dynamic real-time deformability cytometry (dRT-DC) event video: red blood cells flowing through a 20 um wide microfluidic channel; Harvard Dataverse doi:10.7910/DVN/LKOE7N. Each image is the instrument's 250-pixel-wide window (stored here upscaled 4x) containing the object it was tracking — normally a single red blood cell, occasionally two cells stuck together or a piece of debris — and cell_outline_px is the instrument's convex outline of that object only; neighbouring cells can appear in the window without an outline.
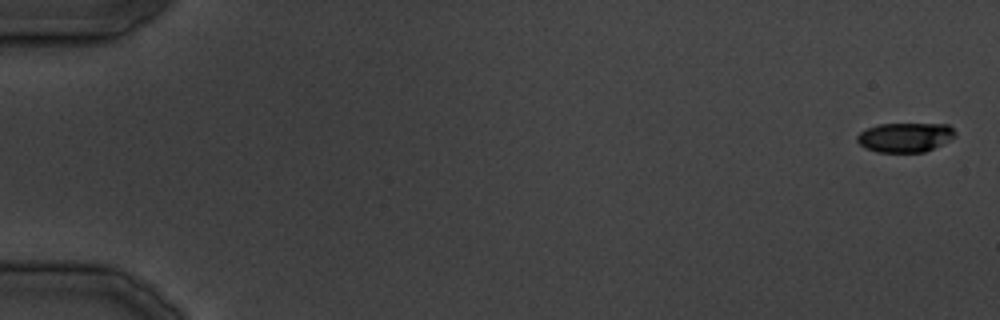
{"species": "common noctule bat (a hibernating species)", "species_latin": "Nyctalus noctula", "temperature_condition": "cold", "stored_images_in_passage": 28, "camera_frame_rate_fps": 3000, "um_per_image_px": 0.085, "animal": {"sex": "male", "body_mass_g": 19.5, "forearm_length_mm": 54.6}, "frame": {"image": 1, "passage_image": 1, "time_ms": 0.0, "image_size_px": [1000, 320], "cell_outline_px": [[956, 136], [924, 152], [876, 152], [864, 148], [856, 140], [856, 136], [860, 132], [868, 128], [880, 124], [948, 124], [956, 132]], "centroid_in_image_um": [76.9, 11.67], "position_along_channel_um": 8.1, "area_um2": 16.7}}
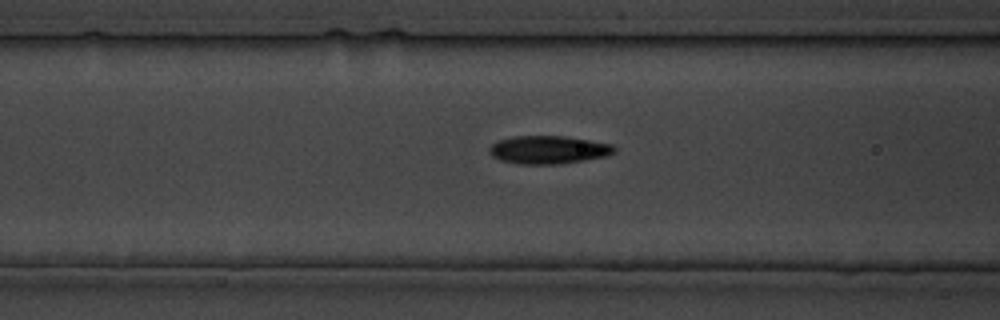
{"frame": {"image": 2, "passage_image": 16, "time_ms": 18.0, "image_size_px": [1000, 320], "cell_outline_px": [[616, 152], [608, 156], [560, 164], [516, 164], [500, 160], [492, 156], [488, 152], [488, 148], [496, 140], [512, 136], [564, 136], [612, 144], [616, 148]], "centroid_in_image_um": [46.59, 12.73], "position_along_channel_um": 120.0, "area_um2": 20.69}}
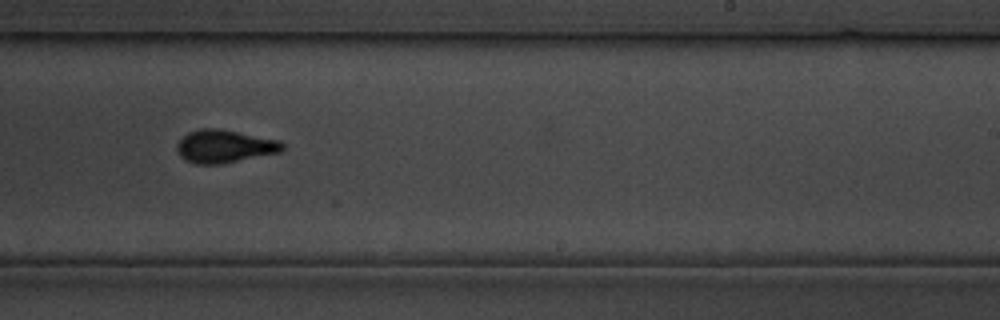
{"frame": {"image": 3, "passage_image": 24, "time_ms": 28.0, "image_size_px": [1000, 320], "cell_outline_px": [[284, 148], [280, 152], [220, 164], [196, 164], [184, 160], [180, 156], [176, 148], [176, 144], [188, 132], [200, 128], [216, 128], [280, 140], [284, 144]], "centroid_in_image_um": [19.06, 12.44], "position_along_channel_um": 269.9, "area_um2": 20.17}}